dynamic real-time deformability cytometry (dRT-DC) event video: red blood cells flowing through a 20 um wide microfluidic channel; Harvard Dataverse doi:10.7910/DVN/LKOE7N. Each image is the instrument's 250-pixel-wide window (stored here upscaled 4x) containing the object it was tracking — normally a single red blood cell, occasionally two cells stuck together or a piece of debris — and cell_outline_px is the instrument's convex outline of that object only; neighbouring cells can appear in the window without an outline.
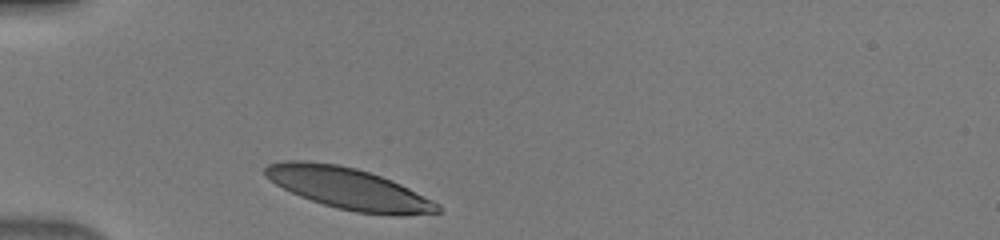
{"species": "human", "species_latin": "Homo sapiens", "temperature_condition": "warm", "stored_images_in_passage": 29, "camera_frame_rate_fps": 3000, "um_per_image_px": 0.085, "donor": {"sex": "male"}, "frame": {"image": 1, "passage_image": 1, "time_ms": 0.0, "image_size_px": [1000, 240], "cell_outline_px": [[440, 212], [404, 216], [392, 216], [356, 212], [336, 208], [300, 196], [276, 184], [264, 172], [264, 168], [268, 164], [284, 160], [304, 160], [336, 164], [356, 168], [392, 180], [440, 204]], "centroid_in_image_um": [29.66, 16.03], "position_along_channel_um": 55.3, "area_um2": 41.38}}
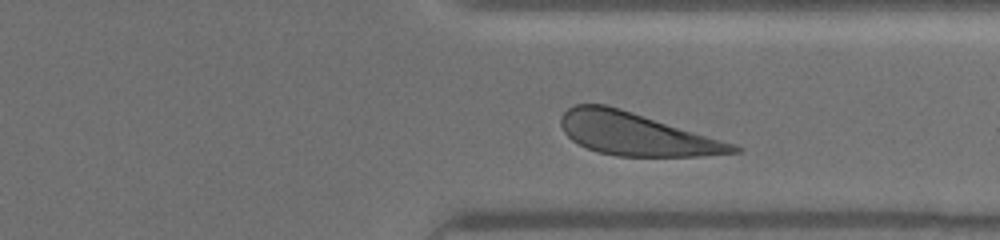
{"frame": {"image": 2, "passage_image": 25, "time_ms": 8.0, "image_size_px": [1000, 240], "cell_outline_px": [[744, 152], [704, 156], [616, 156], [600, 152], [588, 148], [572, 140], [564, 132], [560, 124], [560, 116], [568, 108], [576, 104], [604, 104], [620, 108], [736, 144], [744, 148]], "centroid_in_image_um": [54.11, 11.4], "position_along_channel_um": 357.3, "area_um2": 42.77}}